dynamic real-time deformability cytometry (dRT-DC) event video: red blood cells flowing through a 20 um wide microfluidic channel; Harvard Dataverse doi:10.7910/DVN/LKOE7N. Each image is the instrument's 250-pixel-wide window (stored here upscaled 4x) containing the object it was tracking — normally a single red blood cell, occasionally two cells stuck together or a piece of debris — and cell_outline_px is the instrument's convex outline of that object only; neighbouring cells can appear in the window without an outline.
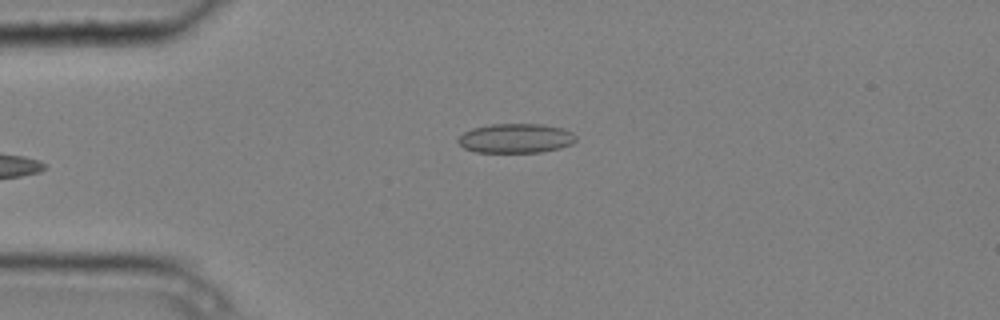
{"species": "common noctule bat (a hibernating species)", "species_latin": "Nyctalus noctula", "temperature_condition": "cold", "stored_images_in_passage": 7, "camera_frame_rate_fps": 3000, "um_per_image_px": 0.085, "animal": {"sex": "male", "body_mass_g": 20.4}, "frame": {"image": 1, "passage_image": 7, "time_ms": 2.0, "image_size_px": [1000, 320], "cell_outline_px": [[576, 140], [572, 144], [560, 148], [540, 152], [476, 152], [464, 148], [456, 140], [464, 132], [472, 128], [492, 124], [540, 124], [564, 128], [572, 132], [576, 136]], "centroid_in_image_um": [43.85, 11.75], "position_along_channel_um": 41.1, "area_um2": 20.23}}